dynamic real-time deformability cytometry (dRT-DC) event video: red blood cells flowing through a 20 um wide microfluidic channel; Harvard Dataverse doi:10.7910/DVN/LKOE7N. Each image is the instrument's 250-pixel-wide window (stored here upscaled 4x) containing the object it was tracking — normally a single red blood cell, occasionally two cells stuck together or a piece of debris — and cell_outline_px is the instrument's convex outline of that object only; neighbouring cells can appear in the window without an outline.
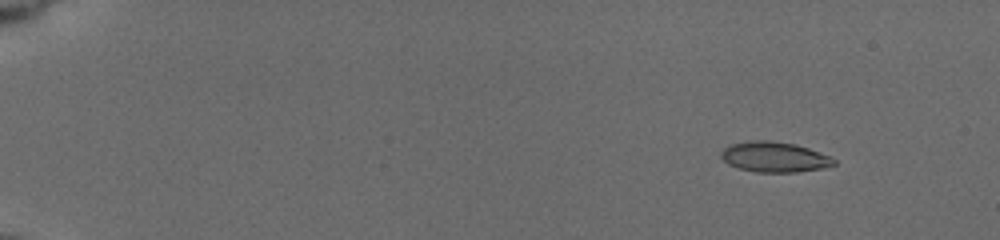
{"species": "common noctule bat (a hibernating species)", "species_latin": "Nyctalus noctula", "temperature_condition": "cold", "stored_images_in_passage": 52, "camera_frame_rate_fps": 3000, "um_per_image_px": 0.085, "animal": {"sex": "female", "body_mass_g": 19.5, "forearm_length_mm": 54.1}, "frame": {"image": 1, "passage_image": 2, "time_ms": 0.333, "image_size_px": [1000, 240], "cell_outline_px": [[836, 164], [824, 168], [796, 172], [756, 172], [740, 168], [728, 164], [720, 156], [720, 152], [724, 148], [732, 144], [752, 140], [768, 140], [796, 144], [808, 148], [828, 156], [836, 160]], "centroid_in_image_um": [65.82, 13.34], "position_along_channel_um": 19.2, "area_um2": 19.83}}
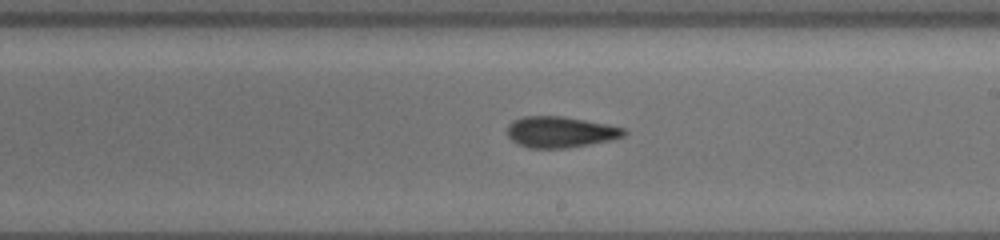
{"frame": {"image": 2, "passage_image": 31, "time_ms": 10.0, "image_size_px": [1000, 240], "cell_outline_px": [[628, 132], [624, 136], [608, 140], [568, 148], [528, 148], [512, 140], [508, 136], [508, 124], [512, 120], [520, 116], [564, 116], [608, 124], [624, 128]], "centroid_in_image_um": [47.61, 11.2], "position_along_channel_um": 241.4, "area_um2": 21.15}}
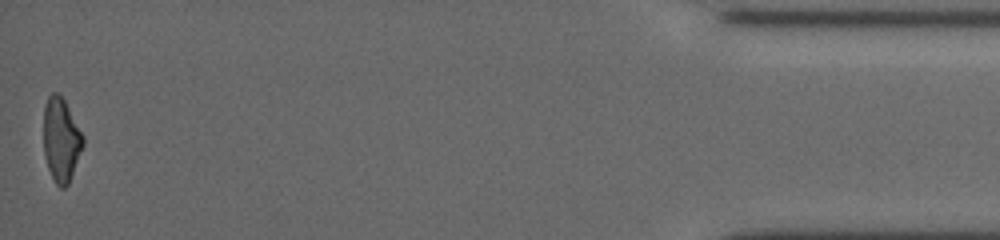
{"frame": {"image": 3, "passage_image": 52, "time_ms": 17.0, "image_size_px": [1000, 240], "cell_outline_px": [[84, 144], [68, 184], [64, 188], [60, 188], [56, 184], [48, 168], [44, 152], [44, 104], [48, 96], [52, 92], [60, 92], [84, 136]], "centroid_in_image_um": [5.19, 11.84], "position_along_channel_um": 430.0, "area_um2": 19.25}, "authors_computed_cell_mechanics": {"area_um2": 19.9699, "velocity_mm_per_s": 3.7727, "shape_relaxation_time_tau1_ms": 3.6863, "shape_relaxation_time_tau2_ms": 4.1277, "deformation_change_tau1": 0.1189, "deformation_change_tau2": 0.1393}}